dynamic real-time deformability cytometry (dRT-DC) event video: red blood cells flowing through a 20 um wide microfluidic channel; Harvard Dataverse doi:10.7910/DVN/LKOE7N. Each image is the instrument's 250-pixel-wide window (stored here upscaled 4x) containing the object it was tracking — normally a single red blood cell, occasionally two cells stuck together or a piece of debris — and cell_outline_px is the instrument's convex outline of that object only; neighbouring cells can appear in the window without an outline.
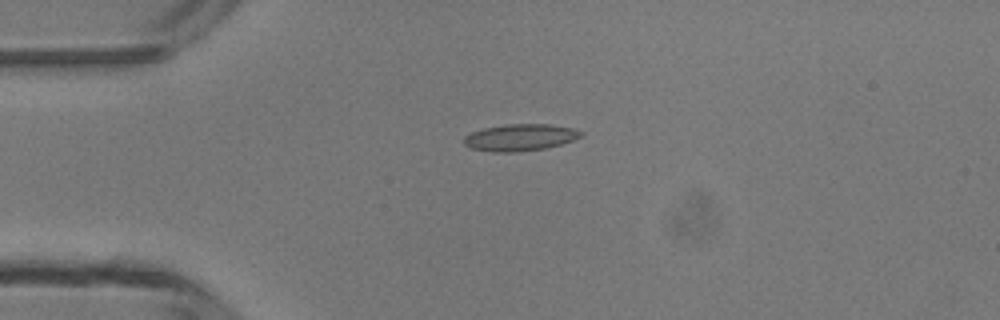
{"species": "common noctule bat (a hibernating species)", "species_latin": "Nyctalus noctula", "temperature_condition": "room temperature", "stored_images_in_passage": 3, "camera_frame_rate_fps": 3000, "um_per_image_px": 0.085, "animal": {"sex": "male", "body_mass_g": 13.3}, "frame": {"image": 1, "passage_image": 1, "time_ms": 0.0, "image_size_px": [1000, 320], "cell_outline_px": [[584, 132], [580, 136], [572, 140], [560, 144], [544, 148], [516, 152], [492, 152], [472, 148], [464, 144], [464, 136], [472, 132], [484, 128], [504, 124], [548, 124], [572, 128]], "centroid_in_image_um": [44.18, 11.68], "position_along_channel_um": 40.8, "area_um2": 18.09}}
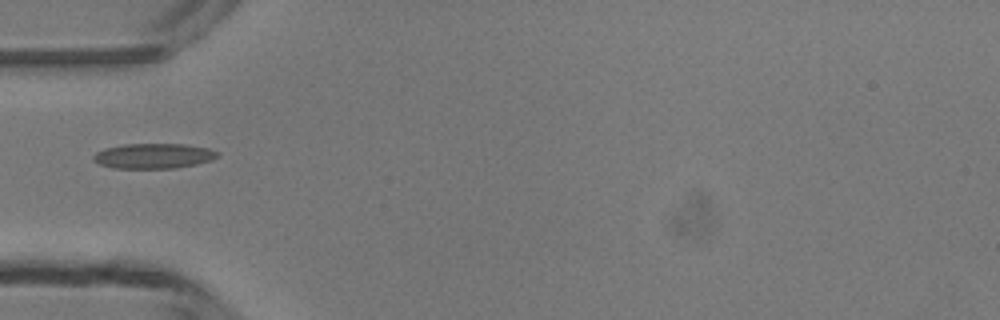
{"frame": {"image": 2, "passage_image": 2, "time_ms": 1.333, "image_size_px": [1000, 320], "cell_outline_px": [[220, 156], [212, 160], [196, 164], [176, 168], [112, 168], [100, 164], [92, 160], [92, 156], [96, 152], [104, 148], [124, 144], [184, 144], [208, 148], [220, 152]], "centroid_in_image_um": [13.06, 13.25], "position_along_channel_um": 71.9, "area_um2": 18.32}}
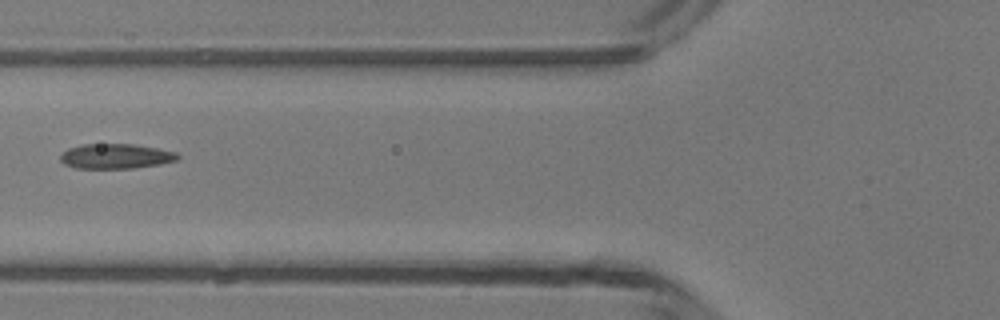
{"frame": {"image": 3, "passage_image": 3, "time_ms": 2.333, "image_size_px": [1000, 320], "cell_outline_px": [[180, 156], [176, 160], [160, 164], [132, 168], [76, 168], [64, 164], [60, 160], [60, 156], [68, 148], [84, 144], [132, 144], [156, 148], [176, 152]], "centroid_in_image_um": [9.83, 13.28], "position_along_channel_um": 116.0, "area_um2": 16.88}}